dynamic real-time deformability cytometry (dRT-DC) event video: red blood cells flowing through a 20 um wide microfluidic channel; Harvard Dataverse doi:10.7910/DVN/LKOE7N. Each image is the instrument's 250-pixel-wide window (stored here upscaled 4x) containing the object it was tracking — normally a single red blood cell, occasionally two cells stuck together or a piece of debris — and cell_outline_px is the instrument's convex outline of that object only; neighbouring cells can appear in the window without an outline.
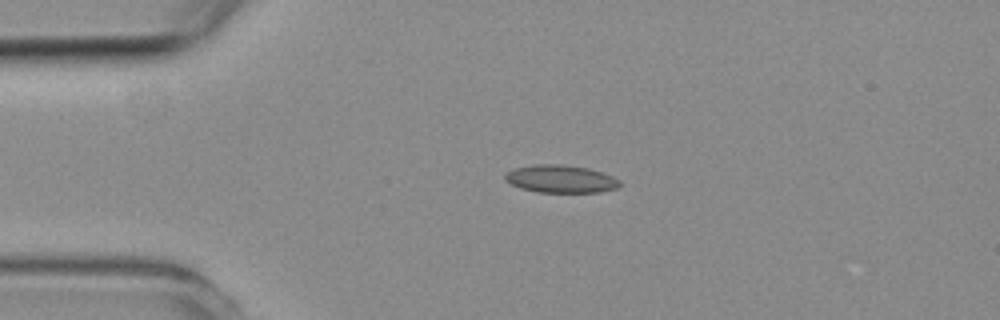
{"species": "common noctule bat (a hibernating species)", "species_latin": "Nyctalus noctula", "temperature_condition": "room temperature", "stored_images_in_passage": 3, "camera_frame_rate_fps": 3000, "um_per_image_px": 0.085, "animal": {"sex": "female", "body_mass_g": 19.3, "forearm_length_mm": 54.1}, "frame": {"image": 1, "passage_image": 1, "time_ms": 0.0, "image_size_px": [1000, 320], "cell_outline_px": [[620, 184], [616, 188], [600, 192], [540, 192], [520, 188], [504, 180], [504, 176], [508, 172], [516, 168], [532, 164], [560, 164], [588, 168], [612, 176], [620, 180]], "centroid_in_image_um": [47.65, 15.2], "position_along_channel_um": 37.4, "area_um2": 18.38}}
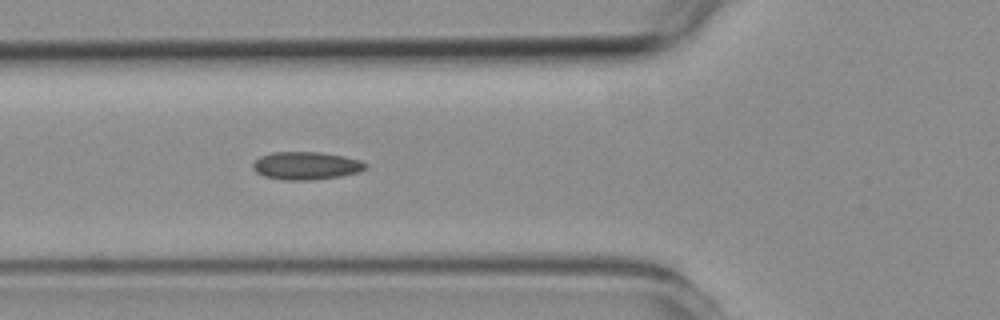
{"frame": {"image": 2, "passage_image": 3, "time_ms": 2.333, "image_size_px": [1000, 320], "cell_outline_px": [[368, 168], [360, 172], [340, 176], [308, 180], [288, 180], [264, 176], [256, 172], [252, 168], [252, 164], [260, 156], [272, 152], [320, 152], [344, 156], [360, 160], [368, 164]], "centroid_in_image_um": [26.04, 14.08], "position_along_channel_um": 99.8, "area_um2": 18.32}}